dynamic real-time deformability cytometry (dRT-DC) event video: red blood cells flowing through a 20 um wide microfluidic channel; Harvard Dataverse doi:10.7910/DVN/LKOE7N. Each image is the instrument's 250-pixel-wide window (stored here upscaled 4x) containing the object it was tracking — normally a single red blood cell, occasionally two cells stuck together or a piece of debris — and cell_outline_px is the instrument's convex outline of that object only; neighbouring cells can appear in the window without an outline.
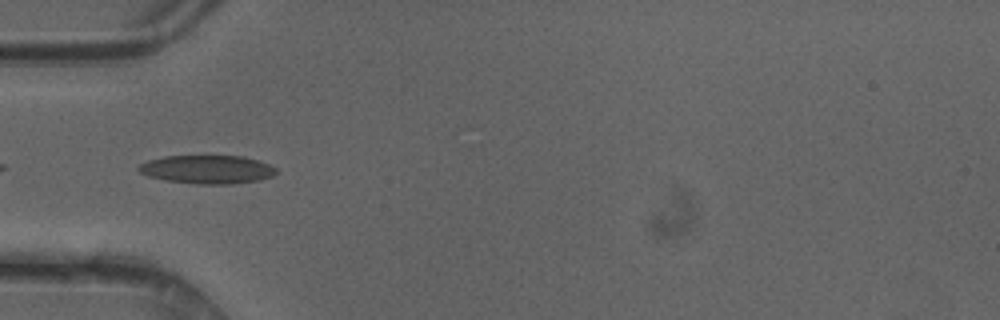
{"species": "common noctule bat (a hibernating species)", "species_latin": "Nyctalus noctula", "temperature_condition": "cold", "stored_images_in_passage": 16, "camera_frame_rate_fps": 3000, "um_per_image_px": 0.085, "animal": {"sex": "female"}, "frame": {"image": 1, "passage_image": 2, "time_ms": 0.333, "image_size_px": [1000, 320], "cell_outline_px": [[276, 172], [272, 176], [260, 180], [232, 184], [196, 184], [164, 180], [148, 176], [140, 172], [136, 168], [140, 164], [148, 160], [164, 156], [244, 156], [268, 164], [276, 168]], "centroid_in_image_um": [17.59, 14.4], "position_along_channel_um": 67.4, "area_um2": 22.83}}
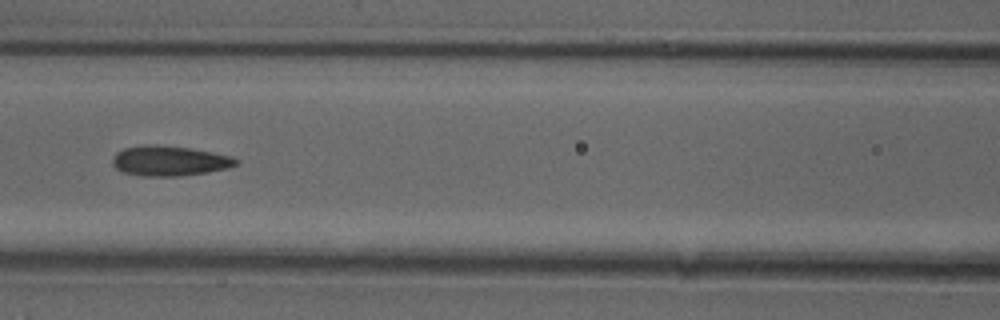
{"frame": {"image": 2, "passage_image": 8, "time_ms": 2.333, "image_size_px": [1000, 320], "cell_outline_px": [[240, 164], [228, 168], [208, 172], [180, 176], [140, 176], [124, 172], [116, 168], [112, 164], [112, 156], [116, 152], [124, 148], [144, 144], [156, 144], [188, 148], [212, 152], [232, 156], [240, 160]], "centroid_in_image_um": [14.41, 13.67], "position_along_channel_um": 152.2, "area_um2": 21.91}}
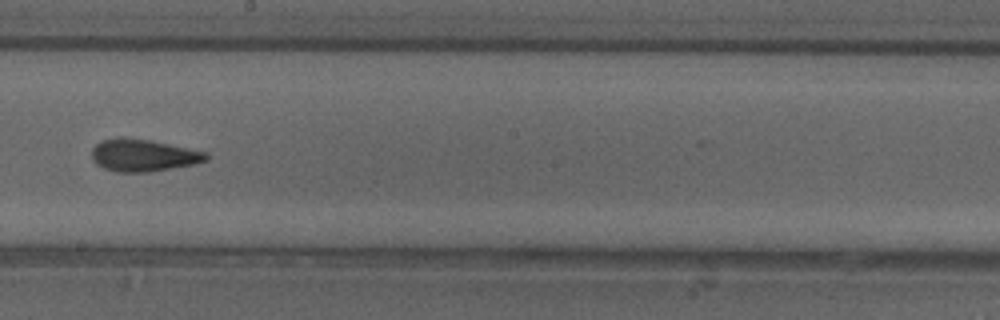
{"frame": {"image": 3, "passage_image": 14, "time_ms": 4.333, "image_size_px": [1000, 320], "cell_outline_px": [[208, 160], [192, 164], [148, 172], [116, 172], [104, 168], [96, 164], [92, 160], [92, 148], [100, 140], [120, 136], [124, 136], [148, 140], [208, 152]], "centroid_in_image_um": [12.12, 13.19], "position_along_channel_um": 236.1, "area_um2": 21.5}}